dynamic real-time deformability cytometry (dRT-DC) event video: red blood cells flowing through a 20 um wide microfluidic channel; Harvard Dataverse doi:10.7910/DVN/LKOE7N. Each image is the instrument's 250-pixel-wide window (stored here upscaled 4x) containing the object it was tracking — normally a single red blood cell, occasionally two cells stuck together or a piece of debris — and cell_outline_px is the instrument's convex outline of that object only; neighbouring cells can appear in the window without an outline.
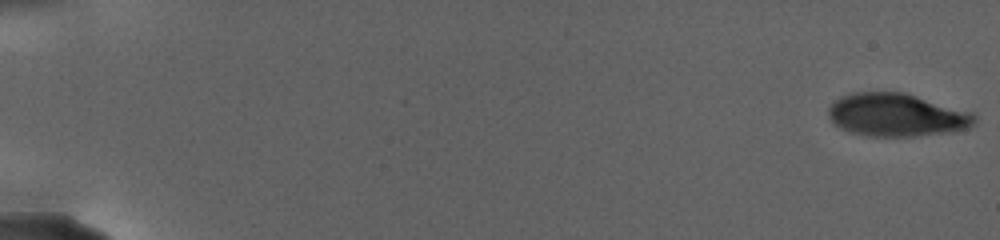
{"species": "human", "species_latin": "Homo sapiens", "temperature_condition": "warm", "stored_images_in_passage": 65, "camera_frame_rate_fps": 3000, "um_per_image_px": 0.085, "donor": {"sex": "female"}, "frame": {"image": 1, "passage_image": 1, "time_ms": 0.0, "image_size_px": [1000, 240], "cell_outline_px": [[976, 124], [968, 128], [952, 132], [912, 136], [868, 136], [852, 132], [840, 128], [832, 124], [828, 116], [828, 108], [840, 96], [852, 92], [904, 92], [976, 112]], "centroid_in_image_um": [76.26, 9.76], "position_along_channel_um": 8.7, "area_um2": 37.17}}
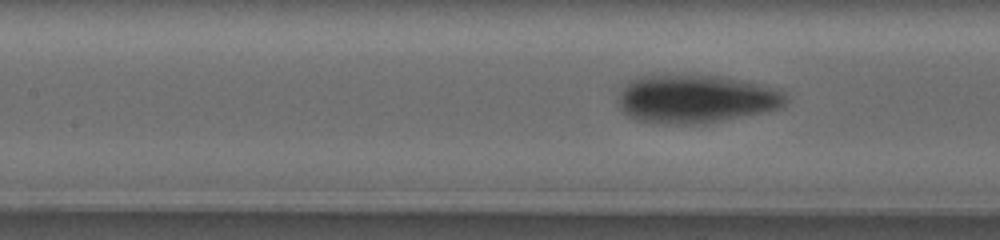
{"frame": {"image": 2, "passage_image": 33, "time_ms": 13.667, "image_size_px": [1000, 240], "cell_outline_px": [[788, 100], [780, 108], [764, 112], [704, 124], [672, 124], [636, 120], [628, 116], [620, 108], [616, 100], [620, 92], [628, 80], [636, 76], [668, 72], [680, 72], [724, 76], [748, 80], [780, 88], [788, 96]], "centroid_in_image_um": [59.14, 8.34], "position_along_channel_um": 148.3, "area_um2": 49.19}}
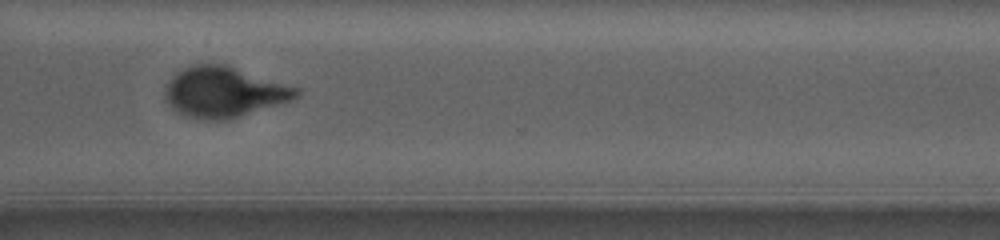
{"frame": {"image": 3, "passage_image": 64, "time_ms": 22.0, "image_size_px": [1000, 240], "cell_outline_px": [[300, 96], [292, 100], [280, 104], [228, 120], [204, 120], [188, 116], [172, 108], [164, 100], [164, 84], [172, 76], [184, 68], [196, 64], [224, 64], [300, 88]], "centroid_in_image_um": [19.03, 7.83], "position_along_channel_um": 351.6, "area_um2": 38.73}}